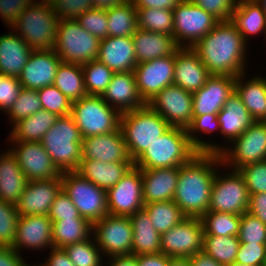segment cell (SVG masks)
Returning a JSON list of instances; mask_svg holds the SVG:
<instances>
[{
	"mask_svg": "<svg viewBox=\"0 0 266 266\" xmlns=\"http://www.w3.org/2000/svg\"><path fill=\"white\" fill-rule=\"evenodd\" d=\"M235 79L227 75H211L202 88L192 93L193 117L218 114L235 91Z\"/></svg>",
	"mask_w": 266,
	"mask_h": 266,
	"instance_id": "d6986e66",
	"label": "cell"
},
{
	"mask_svg": "<svg viewBox=\"0 0 266 266\" xmlns=\"http://www.w3.org/2000/svg\"><path fill=\"white\" fill-rule=\"evenodd\" d=\"M32 50L14 30L0 35V74L18 77Z\"/></svg>",
	"mask_w": 266,
	"mask_h": 266,
	"instance_id": "f546056e",
	"label": "cell"
},
{
	"mask_svg": "<svg viewBox=\"0 0 266 266\" xmlns=\"http://www.w3.org/2000/svg\"><path fill=\"white\" fill-rule=\"evenodd\" d=\"M194 4L211 13L219 21H229L236 7V0H191Z\"/></svg>",
	"mask_w": 266,
	"mask_h": 266,
	"instance_id": "680465c9",
	"label": "cell"
},
{
	"mask_svg": "<svg viewBox=\"0 0 266 266\" xmlns=\"http://www.w3.org/2000/svg\"><path fill=\"white\" fill-rule=\"evenodd\" d=\"M58 16L49 0L33 2L11 27L33 50H52L55 46ZM20 32V33H19Z\"/></svg>",
	"mask_w": 266,
	"mask_h": 266,
	"instance_id": "8992f818",
	"label": "cell"
},
{
	"mask_svg": "<svg viewBox=\"0 0 266 266\" xmlns=\"http://www.w3.org/2000/svg\"><path fill=\"white\" fill-rule=\"evenodd\" d=\"M238 238L240 243L266 244V225L245 212L241 215Z\"/></svg>",
	"mask_w": 266,
	"mask_h": 266,
	"instance_id": "f907efd6",
	"label": "cell"
},
{
	"mask_svg": "<svg viewBox=\"0 0 266 266\" xmlns=\"http://www.w3.org/2000/svg\"><path fill=\"white\" fill-rule=\"evenodd\" d=\"M169 266H191L189 258H170Z\"/></svg>",
	"mask_w": 266,
	"mask_h": 266,
	"instance_id": "2644e50d",
	"label": "cell"
},
{
	"mask_svg": "<svg viewBox=\"0 0 266 266\" xmlns=\"http://www.w3.org/2000/svg\"><path fill=\"white\" fill-rule=\"evenodd\" d=\"M197 153L189 141L187 130L171 127L134 161V166L141 170L180 167Z\"/></svg>",
	"mask_w": 266,
	"mask_h": 266,
	"instance_id": "277c9868",
	"label": "cell"
},
{
	"mask_svg": "<svg viewBox=\"0 0 266 266\" xmlns=\"http://www.w3.org/2000/svg\"><path fill=\"white\" fill-rule=\"evenodd\" d=\"M62 189L61 176L55 179L28 182L15 204L20 216H48L56 195Z\"/></svg>",
	"mask_w": 266,
	"mask_h": 266,
	"instance_id": "ffe728a7",
	"label": "cell"
},
{
	"mask_svg": "<svg viewBox=\"0 0 266 266\" xmlns=\"http://www.w3.org/2000/svg\"><path fill=\"white\" fill-rule=\"evenodd\" d=\"M97 60L114 73L133 72L136 65L132 36H108L100 41Z\"/></svg>",
	"mask_w": 266,
	"mask_h": 266,
	"instance_id": "484cf974",
	"label": "cell"
},
{
	"mask_svg": "<svg viewBox=\"0 0 266 266\" xmlns=\"http://www.w3.org/2000/svg\"><path fill=\"white\" fill-rule=\"evenodd\" d=\"M93 224L85 218L52 221L53 248L63 249L92 237Z\"/></svg>",
	"mask_w": 266,
	"mask_h": 266,
	"instance_id": "8d00e7d4",
	"label": "cell"
},
{
	"mask_svg": "<svg viewBox=\"0 0 266 266\" xmlns=\"http://www.w3.org/2000/svg\"><path fill=\"white\" fill-rule=\"evenodd\" d=\"M266 225V192L250 194L248 211Z\"/></svg>",
	"mask_w": 266,
	"mask_h": 266,
	"instance_id": "94428289",
	"label": "cell"
},
{
	"mask_svg": "<svg viewBox=\"0 0 266 266\" xmlns=\"http://www.w3.org/2000/svg\"><path fill=\"white\" fill-rule=\"evenodd\" d=\"M172 10L173 38L179 47L192 48L219 22L211 13L191 0H181Z\"/></svg>",
	"mask_w": 266,
	"mask_h": 266,
	"instance_id": "30bf717a",
	"label": "cell"
},
{
	"mask_svg": "<svg viewBox=\"0 0 266 266\" xmlns=\"http://www.w3.org/2000/svg\"><path fill=\"white\" fill-rule=\"evenodd\" d=\"M53 12L60 20H76L93 7L92 0H49Z\"/></svg>",
	"mask_w": 266,
	"mask_h": 266,
	"instance_id": "db71d44e",
	"label": "cell"
},
{
	"mask_svg": "<svg viewBox=\"0 0 266 266\" xmlns=\"http://www.w3.org/2000/svg\"><path fill=\"white\" fill-rule=\"evenodd\" d=\"M48 216L51 221L64 220L68 218H84L80 216L78 209L62 189L56 195Z\"/></svg>",
	"mask_w": 266,
	"mask_h": 266,
	"instance_id": "9f6ffc18",
	"label": "cell"
},
{
	"mask_svg": "<svg viewBox=\"0 0 266 266\" xmlns=\"http://www.w3.org/2000/svg\"><path fill=\"white\" fill-rule=\"evenodd\" d=\"M220 124L217 117V114H204L201 116L193 117L192 123L186 129L189 141L191 142L192 146L198 152H206V153H220L223 150L222 145L210 143L208 140L207 142L204 140H200L199 137L195 135V133L203 132L212 134L213 131L219 130ZM222 146V147H221Z\"/></svg>",
	"mask_w": 266,
	"mask_h": 266,
	"instance_id": "60d3db41",
	"label": "cell"
},
{
	"mask_svg": "<svg viewBox=\"0 0 266 266\" xmlns=\"http://www.w3.org/2000/svg\"><path fill=\"white\" fill-rule=\"evenodd\" d=\"M235 262L264 266L266 264V244L240 243Z\"/></svg>",
	"mask_w": 266,
	"mask_h": 266,
	"instance_id": "11a10c76",
	"label": "cell"
},
{
	"mask_svg": "<svg viewBox=\"0 0 266 266\" xmlns=\"http://www.w3.org/2000/svg\"><path fill=\"white\" fill-rule=\"evenodd\" d=\"M134 166V162H101L81 159L76 172L99 188H112Z\"/></svg>",
	"mask_w": 266,
	"mask_h": 266,
	"instance_id": "f1b7e54d",
	"label": "cell"
},
{
	"mask_svg": "<svg viewBox=\"0 0 266 266\" xmlns=\"http://www.w3.org/2000/svg\"><path fill=\"white\" fill-rule=\"evenodd\" d=\"M83 138L112 133L120 129L121 113L102 96L87 95L72 102L70 114Z\"/></svg>",
	"mask_w": 266,
	"mask_h": 266,
	"instance_id": "52a82bcc",
	"label": "cell"
},
{
	"mask_svg": "<svg viewBox=\"0 0 266 266\" xmlns=\"http://www.w3.org/2000/svg\"><path fill=\"white\" fill-rule=\"evenodd\" d=\"M135 8H159L172 10L181 0H131Z\"/></svg>",
	"mask_w": 266,
	"mask_h": 266,
	"instance_id": "e7e4bbea",
	"label": "cell"
},
{
	"mask_svg": "<svg viewBox=\"0 0 266 266\" xmlns=\"http://www.w3.org/2000/svg\"><path fill=\"white\" fill-rule=\"evenodd\" d=\"M102 98L121 114L146 105L138 92L134 72L114 73Z\"/></svg>",
	"mask_w": 266,
	"mask_h": 266,
	"instance_id": "d4e9b609",
	"label": "cell"
},
{
	"mask_svg": "<svg viewBox=\"0 0 266 266\" xmlns=\"http://www.w3.org/2000/svg\"><path fill=\"white\" fill-rule=\"evenodd\" d=\"M170 257L163 253L143 254L138 256V266H169Z\"/></svg>",
	"mask_w": 266,
	"mask_h": 266,
	"instance_id": "03108f58",
	"label": "cell"
},
{
	"mask_svg": "<svg viewBox=\"0 0 266 266\" xmlns=\"http://www.w3.org/2000/svg\"><path fill=\"white\" fill-rule=\"evenodd\" d=\"M42 110L51 112L59 117L71 114L72 102L54 85L37 90Z\"/></svg>",
	"mask_w": 266,
	"mask_h": 266,
	"instance_id": "c3c4849f",
	"label": "cell"
},
{
	"mask_svg": "<svg viewBox=\"0 0 266 266\" xmlns=\"http://www.w3.org/2000/svg\"><path fill=\"white\" fill-rule=\"evenodd\" d=\"M94 241V242H93ZM75 266H102V252L91 237L63 248Z\"/></svg>",
	"mask_w": 266,
	"mask_h": 266,
	"instance_id": "bcb514c9",
	"label": "cell"
},
{
	"mask_svg": "<svg viewBox=\"0 0 266 266\" xmlns=\"http://www.w3.org/2000/svg\"><path fill=\"white\" fill-rule=\"evenodd\" d=\"M171 127L187 129L193 120L192 93L180 86L170 85L162 89L149 103Z\"/></svg>",
	"mask_w": 266,
	"mask_h": 266,
	"instance_id": "2e32d148",
	"label": "cell"
},
{
	"mask_svg": "<svg viewBox=\"0 0 266 266\" xmlns=\"http://www.w3.org/2000/svg\"><path fill=\"white\" fill-rule=\"evenodd\" d=\"M19 216L14 204L0 199V246L14 244Z\"/></svg>",
	"mask_w": 266,
	"mask_h": 266,
	"instance_id": "681fc988",
	"label": "cell"
},
{
	"mask_svg": "<svg viewBox=\"0 0 266 266\" xmlns=\"http://www.w3.org/2000/svg\"><path fill=\"white\" fill-rule=\"evenodd\" d=\"M22 89L18 77L0 74V110L5 113L13 105Z\"/></svg>",
	"mask_w": 266,
	"mask_h": 266,
	"instance_id": "6f0895ef",
	"label": "cell"
},
{
	"mask_svg": "<svg viewBox=\"0 0 266 266\" xmlns=\"http://www.w3.org/2000/svg\"><path fill=\"white\" fill-rule=\"evenodd\" d=\"M34 0H0V16L10 28L16 23L20 14L30 6Z\"/></svg>",
	"mask_w": 266,
	"mask_h": 266,
	"instance_id": "91938a15",
	"label": "cell"
},
{
	"mask_svg": "<svg viewBox=\"0 0 266 266\" xmlns=\"http://www.w3.org/2000/svg\"><path fill=\"white\" fill-rule=\"evenodd\" d=\"M211 76L197 53L191 47H179L175 52L173 84L194 93Z\"/></svg>",
	"mask_w": 266,
	"mask_h": 266,
	"instance_id": "cb8c5ba5",
	"label": "cell"
},
{
	"mask_svg": "<svg viewBox=\"0 0 266 266\" xmlns=\"http://www.w3.org/2000/svg\"><path fill=\"white\" fill-rule=\"evenodd\" d=\"M106 16L108 36L128 37L132 36L138 29L137 9L131 0L107 9Z\"/></svg>",
	"mask_w": 266,
	"mask_h": 266,
	"instance_id": "f35d334b",
	"label": "cell"
},
{
	"mask_svg": "<svg viewBox=\"0 0 266 266\" xmlns=\"http://www.w3.org/2000/svg\"><path fill=\"white\" fill-rule=\"evenodd\" d=\"M137 64L173 55L179 46L173 36L142 30L132 35Z\"/></svg>",
	"mask_w": 266,
	"mask_h": 266,
	"instance_id": "83f0119b",
	"label": "cell"
},
{
	"mask_svg": "<svg viewBox=\"0 0 266 266\" xmlns=\"http://www.w3.org/2000/svg\"><path fill=\"white\" fill-rule=\"evenodd\" d=\"M204 227L200 218L186 217L161 235V253L170 258H190L203 251Z\"/></svg>",
	"mask_w": 266,
	"mask_h": 266,
	"instance_id": "5bb4252c",
	"label": "cell"
},
{
	"mask_svg": "<svg viewBox=\"0 0 266 266\" xmlns=\"http://www.w3.org/2000/svg\"><path fill=\"white\" fill-rule=\"evenodd\" d=\"M230 21L246 43L251 34H266V13L257 1L237 2Z\"/></svg>",
	"mask_w": 266,
	"mask_h": 266,
	"instance_id": "e575fe53",
	"label": "cell"
},
{
	"mask_svg": "<svg viewBox=\"0 0 266 266\" xmlns=\"http://www.w3.org/2000/svg\"><path fill=\"white\" fill-rule=\"evenodd\" d=\"M0 155V199L4 202L16 204L20 199L28 180L12 152Z\"/></svg>",
	"mask_w": 266,
	"mask_h": 266,
	"instance_id": "1f68e13d",
	"label": "cell"
},
{
	"mask_svg": "<svg viewBox=\"0 0 266 266\" xmlns=\"http://www.w3.org/2000/svg\"><path fill=\"white\" fill-rule=\"evenodd\" d=\"M191 266H225L218 263L211 256L207 255L204 251L198 252L189 258Z\"/></svg>",
	"mask_w": 266,
	"mask_h": 266,
	"instance_id": "003e7915",
	"label": "cell"
},
{
	"mask_svg": "<svg viewBox=\"0 0 266 266\" xmlns=\"http://www.w3.org/2000/svg\"><path fill=\"white\" fill-rule=\"evenodd\" d=\"M11 247L18 253L20 249L26 248L32 250L53 248L52 221L49 216H19L15 242Z\"/></svg>",
	"mask_w": 266,
	"mask_h": 266,
	"instance_id": "7402d4cb",
	"label": "cell"
},
{
	"mask_svg": "<svg viewBox=\"0 0 266 266\" xmlns=\"http://www.w3.org/2000/svg\"><path fill=\"white\" fill-rule=\"evenodd\" d=\"M110 215L131 216L144 208L141 169L133 166L112 188L106 191Z\"/></svg>",
	"mask_w": 266,
	"mask_h": 266,
	"instance_id": "9a60e30c",
	"label": "cell"
},
{
	"mask_svg": "<svg viewBox=\"0 0 266 266\" xmlns=\"http://www.w3.org/2000/svg\"><path fill=\"white\" fill-rule=\"evenodd\" d=\"M50 251L48 259L40 266H75L64 249L51 248Z\"/></svg>",
	"mask_w": 266,
	"mask_h": 266,
	"instance_id": "be15d7a7",
	"label": "cell"
},
{
	"mask_svg": "<svg viewBox=\"0 0 266 266\" xmlns=\"http://www.w3.org/2000/svg\"><path fill=\"white\" fill-rule=\"evenodd\" d=\"M76 20L82 28L100 40L108 37V20L105 9L92 8Z\"/></svg>",
	"mask_w": 266,
	"mask_h": 266,
	"instance_id": "816d5d0a",
	"label": "cell"
},
{
	"mask_svg": "<svg viewBox=\"0 0 266 266\" xmlns=\"http://www.w3.org/2000/svg\"><path fill=\"white\" fill-rule=\"evenodd\" d=\"M20 255L11 246H0V266H25L26 261Z\"/></svg>",
	"mask_w": 266,
	"mask_h": 266,
	"instance_id": "6125c7cd",
	"label": "cell"
},
{
	"mask_svg": "<svg viewBox=\"0 0 266 266\" xmlns=\"http://www.w3.org/2000/svg\"><path fill=\"white\" fill-rule=\"evenodd\" d=\"M257 2L262 6L264 12L266 13V0H257Z\"/></svg>",
	"mask_w": 266,
	"mask_h": 266,
	"instance_id": "8c879c8a",
	"label": "cell"
},
{
	"mask_svg": "<svg viewBox=\"0 0 266 266\" xmlns=\"http://www.w3.org/2000/svg\"><path fill=\"white\" fill-rule=\"evenodd\" d=\"M239 244L238 236H204L203 251L227 266L235 262Z\"/></svg>",
	"mask_w": 266,
	"mask_h": 266,
	"instance_id": "ee69618b",
	"label": "cell"
},
{
	"mask_svg": "<svg viewBox=\"0 0 266 266\" xmlns=\"http://www.w3.org/2000/svg\"><path fill=\"white\" fill-rule=\"evenodd\" d=\"M80 129L71 115L59 117L41 140L53 164L62 172L76 171L82 159Z\"/></svg>",
	"mask_w": 266,
	"mask_h": 266,
	"instance_id": "5b68a950",
	"label": "cell"
},
{
	"mask_svg": "<svg viewBox=\"0 0 266 266\" xmlns=\"http://www.w3.org/2000/svg\"><path fill=\"white\" fill-rule=\"evenodd\" d=\"M217 117L220 124L219 132L228 142H232L240 136L254 122L235 91L227 99L224 108L217 114Z\"/></svg>",
	"mask_w": 266,
	"mask_h": 266,
	"instance_id": "d6a6232c",
	"label": "cell"
},
{
	"mask_svg": "<svg viewBox=\"0 0 266 266\" xmlns=\"http://www.w3.org/2000/svg\"><path fill=\"white\" fill-rule=\"evenodd\" d=\"M81 66L84 73L87 94L102 96L106 91L114 72L97 59Z\"/></svg>",
	"mask_w": 266,
	"mask_h": 266,
	"instance_id": "f6af8a7d",
	"label": "cell"
},
{
	"mask_svg": "<svg viewBox=\"0 0 266 266\" xmlns=\"http://www.w3.org/2000/svg\"><path fill=\"white\" fill-rule=\"evenodd\" d=\"M110 266H138V256L136 255H121L110 257Z\"/></svg>",
	"mask_w": 266,
	"mask_h": 266,
	"instance_id": "a7ac6f4b",
	"label": "cell"
},
{
	"mask_svg": "<svg viewBox=\"0 0 266 266\" xmlns=\"http://www.w3.org/2000/svg\"><path fill=\"white\" fill-rule=\"evenodd\" d=\"M204 236H238L241 215L208 211L201 218Z\"/></svg>",
	"mask_w": 266,
	"mask_h": 266,
	"instance_id": "b9f144b4",
	"label": "cell"
},
{
	"mask_svg": "<svg viewBox=\"0 0 266 266\" xmlns=\"http://www.w3.org/2000/svg\"><path fill=\"white\" fill-rule=\"evenodd\" d=\"M246 46L242 35L229 20L219 21L192 49L211 75L237 77L246 73Z\"/></svg>",
	"mask_w": 266,
	"mask_h": 266,
	"instance_id": "7a4b0ae2",
	"label": "cell"
},
{
	"mask_svg": "<svg viewBox=\"0 0 266 266\" xmlns=\"http://www.w3.org/2000/svg\"><path fill=\"white\" fill-rule=\"evenodd\" d=\"M100 39L82 28L77 20H59L54 51L62 62L83 65L98 57Z\"/></svg>",
	"mask_w": 266,
	"mask_h": 266,
	"instance_id": "ba28073f",
	"label": "cell"
},
{
	"mask_svg": "<svg viewBox=\"0 0 266 266\" xmlns=\"http://www.w3.org/2000/svg\"><path fill=\"white\" fill-rule=\"evenodd\" d=\"M245 73L235 79V92L254 121L266 122V77L258 75L245 80Z\"/></svg>",
	"mask_w": 266,
	"mask_h": 266,
	"instance_id": "4dcf8cb0",
	"label": "cell"
},
{
	"mask_svg": "<svg viewBox=\"0 0 266 266\" xmlns=\"http://www.w3.org/2000/svg\"><path fill=\"white\" fill-rule=\"evenodd\" d=\"M93 238L102 255H131L133 230L128 216L107 214L93 223Z\"/></svg>",
	"mask_w": 266,
	"mask_h": 266,
	"instance_id": "4fadbf2b",
	"label": "cell"
},
{
	"mask_svg": "<svg viewBox=\"0 0 266 266\" xmlns=\"http://www.w3.org/2000/svg\"><path fill=\"white\" fill-rule=\"evenodd\" d=\"M12 143L13 148L9 150L17 158L28 182L55 179L61 176V172L53 164L41 142L11 141Z\"/></svg>",
	"mask_w": 266,
	"mask_h": 266,
	"instance_id": "ac0fdd59",
	"label": "cell"
},
{
	"mask_svg": "<svg viewBox=\"0 0 266 266\" xmlns=\"http://www.w3.org/2000/svg\"><path fill=\"white\" fill-rule=\"evenodd\" d=\"M82 159H93L105 163L133 162L128 154L121 129L83 138Z\"/></svg>",
	"mask_w": 266,
	"mask_h": 266,
	"instance_id": "603a6c76",
	"label": "cell"
},
{
	"mask_svg": "<svg viewBox=\"0 0 266 266\" xmlns=\"http://www.w3.org/2000/svg\"><path fill=\"white\" fill-rule=\"evenodd\" d=\"M62 190L72 200L81 217L92 224L108 213L106 190L99 188L76 171L61 173Z\"/></svg>",
	"mask_w": 266,
	"mask_h": 266,
	"instance_id": "9c48e42d",
	"label": "cell"
},
{
	"mask_svg": "<svg viewBox=\"0 0 266 266\" xmlns=\"http://www.w3.org/2000/svg\"><path fill=\"white\" fill-rule=\"evenodd\" d=\"M128 0H92L93 7L96 9H110L119 4H124Z\"/></svg>",
	"mask_w": 266,
	"mask_h": 266,
	"instance_id": "89a4df30",
	"label": "cell"
},
{
	"mask_svg": "<svg viewBox=\"0 0 266 266\" xmlns=\"http://www.w3.org/2000/svg\"><path fill=\"white\" fill-rule=\"evenodd\" d=\"M53 85L71 102L87 96L84 73L79 64L61 62L58 66Z\"/></svg>",
	"mask_w": 266,
	"mask_h": 266,
	"instance_id": "74e56055",
	"label": "cell"
},
{
	"mask_svg": "<svg viewBox=\"0 0 266 266\" xmlns=\"http://www.w3.org/2000/svg\"><path fill=\"white\" fill-rule=\"evenodd\" d=\"M40 110H42V105L37 90L22 87L17 99L6 113L11 124L14 125L19 120L30 117Z\"/></svg>",
	"mask_w": 266,
	"mask_h": 266,
	"instance_id": "7dc6e473",
	"label": "cell"
},
{
	"mask_svg": "<svg viewBox=\"0 0 266 266\" xmlns=\"http://www.w3.org/2000/svg\"><path fill=\"white\" fill-rule=\"evenodd\" d=\"M219 166H223L219 153L199 152L179 167L173 201L186 217L201 218L208 212L211 188Z\"/></svg>",
	"mask_w": 266,
	"mask_h": 266,
	"instance_id": "6da1fadb",
	"label": "cell"
},
{
	"mask_svg": "<svg viewBox=\"0 0 266 266\" xmlns=\"http://www.w3.org/2000/svg\"><path fill=\"white\" fill-rule=\"evenodd\" d=\"M61 59L52 50H32L18 80L27 89H41L53 85Z\"/></svg>",
	"mask_w": 266,
	"mask_h": 266,
	"instance_id": "44dd1931",
	"label": "cell"
},
{
	"mask_svg": "<svg viewBox=\"0 0 266 266\" xmlns=\"http://www.w3.org/2000/svg\"><path fill=\"white\" fill-rule=\"evenodd\" d=\"M174 67L175 53L171 56L144 61L136 65L133 72L137 89L146 104L162 89L173 85Z\"/></svg>",
	"mask_w": 266,
	"mask_h": 266,
	"instance_id": "e0dca14e",
	"label": "cell"
},
{
	"mask_svg": "<svg viewBox=\"0 0 266 266\" xmlns=\"http://www.w3.org/2000/svg\"><path fill=\"white\" fill-rule=\"evenodd\" d=\"M138 28L173 36V10L159 8H136Z\"/></svg>",
	"mask_w": 266,
	"mask_h": 266,
	"instance_id": "7bdbcfd3",
	"label": "cell"
},
{
	"mask_svg": "<svg viewBox=\"0 0 266 266\" xmlns=\"http://www.w3.org/2000/svg\"><path fill=\"white\" fill-rule=\"evenodd\" d=\"M38 265L40 266V264H38ZM25 266H30V265L26 263ZM32 266H33V265H32ZM34 266H37V265H34Z\"/></svg>",
	"mask_w": 266,
	"mask_h": 266,
	"instance_id": "34e18365",
	"label": "cell"
},
{
	"mask_svg": "<svg viewBox=\"0 0 266 266\" xmlns=\"http://www.w3.org/2000/svg\"><path fill=\"white\" fill-rule=\"evenodd\" d=\"M133 230L132 255L161 253V235L142 209L129 216Z\"/></svg>",
	"mask_w": 266,
	"mask_h": 266,
	"instance_id": "836d02e7",
	"label": "cell"
},
{
	"mask_svg": "<svg viewBox=\"0 0 266 266\" xmlns=\"http://www.w3.org/2000/svg\"><path fill=\"white\" fill-rule=\"evenodd\" d=\"M250 194L266 192V160L246 164L238 169Z\"/></svg>",
	"mask_w": 266,
	"mask_h": 266,
	"instance_id": "f5cc1de1",
	"label": "cell"
},
{
	"mask_svg": "<svg viewBox=\"0 0 266 266\" xmlns=\"http://www.w3.org/2000/svg\"><path fill=\"white\" fill-rule=\"evenodd\" d=\"M216 172L208 211L242 215L248 211L250 193L238 170L228 174Z\"/></svg>",
	"mask_w": 266,
	"mask_h": 266,
	"instance_id": "8fae6325",
	"label": "cell"
},
{
	"mask_svg": "<svg viewBox=\"0 0 266 266\" xmlns=\"http://www.w3.org/2000/svg\"><path fill=\"white\" fill-rule=\"evenodd\" d=\"M227 266H252V265H244V264H240V263H236V262H234V263L229 264V265H227Z\"/></svg>",
	"mask_w": 266,
	"mask_h": 266,
	"instance_id": "753ad0ef",
	"label": "cell"
},
{
	"mask_svg": "<svg viewBox=\"0 0 266 266\" xmlns=\"http://www.w3.org/2000/svg\"><path fill=\"white\" fill-rule=\"evenodd\" d=\"M59 116L46 110L37 111L30 117L13 125L9 141L41 142L43 136L53 126Z\"/></svg>",
	"mask_w": 266,
	"mask_h": 266,
	"instance_id": "d590c367",
	"label": "cell"
},
{
	"mask_svg": "<svg viewBox=\"0 0 266 266\" xmlns=\"http://www.w3.org/2000/svg\"><path fill=\"white\" fill-rule=\"evenodd\" d=\"M231 144V148L223 147L219 153L223 166L238 170L246 164L266 160V122L254 121Z\"/></svg>",
	"mask_w": 266,
	"mask_h": 266,
	"instance_id": "7c38bea8",
	"label": "cell"
},
{
	"mask_svg": "<svg viewBox=\"0 0 266 266\" xmlns=\"http://www.w3.org/2000/svg\"><path fill=\"white\" fill-rule=\"evenodd\" d=\"M170 128L169 123L148 104L122 113L120 119V129L133 162Z\"/></svg>",
	"mask_w": 266,
	"mask_h": 266,
	"instance_id": "3957f363",
	"label": "cell"
},
{
	"mask_svg": "<svg viewBox=\"0 0 266 266\" xmlns=\"http://www.w3.org/2000/svg\"><path fill=\"white\" fill-rule=\"evenodd\" d=\"M143 209L148 213L153 227L160 235L186 218L173 200L147 203Z\"/></svg>",
	"mask_w": 266,
	"mask_h": 266,
	"instance_id": "ab89813d",
	"label": "cell"
},
{
	"mask_svg": "<svg viewBox=\"0 0 266 266\" xmlns=\"http://www.w3.org/2000/svg\"><path fill=\"white\" fill-rule=\"evenodd\" d=\"M179 167L141 170L144 204L174 199Z\"/></svg>",
	"mask_w": 266,
	"mask_h": 266,
	"instance_id": "4316f807",
	"label": "cell"
}]
</instances>
